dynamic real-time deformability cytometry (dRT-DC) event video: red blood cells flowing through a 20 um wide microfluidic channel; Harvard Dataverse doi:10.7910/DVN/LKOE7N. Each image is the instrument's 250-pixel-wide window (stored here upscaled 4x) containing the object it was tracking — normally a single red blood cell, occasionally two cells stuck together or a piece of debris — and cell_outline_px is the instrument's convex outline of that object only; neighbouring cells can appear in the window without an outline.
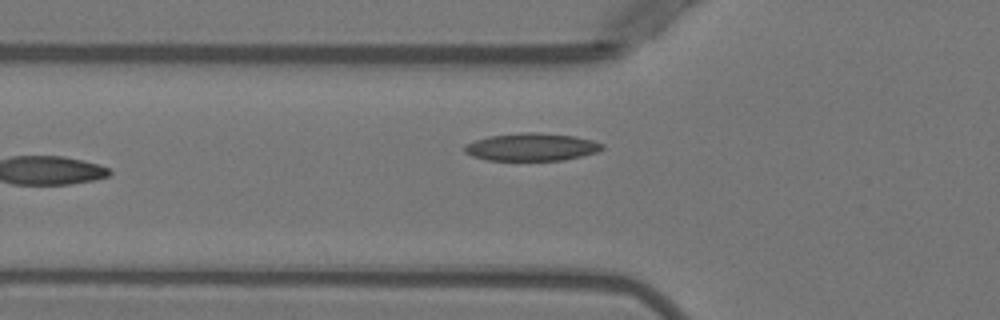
{"species": "Egyptian fruit bat (a non-hibernating species)", "species_latin": "Rousettus aegyptiacus", "temperature_condition": "warm", "stored_images_in_passage": 5, "camera_frame_rate_fps": 3000, "um_per_image_px": 0.085, "animal": {"sex": "female"}, "frame": {"image": 1, "passage_image": 5, "time_ms": 5.0, "image_size_px": [1000, 320], "cell_outline_px": [[604, 148], [596, 152], [564, 160], [488, 160], [472, 156], [464, 152], [464, 144], [488, 136], [520, 132], [540, 132], [572, 136], [592, 140], [604, 144]], "centroid_in_image_um": [45.16, 12.49], "position_along_channel_um": 80.6, "area_um2": 22.2}}